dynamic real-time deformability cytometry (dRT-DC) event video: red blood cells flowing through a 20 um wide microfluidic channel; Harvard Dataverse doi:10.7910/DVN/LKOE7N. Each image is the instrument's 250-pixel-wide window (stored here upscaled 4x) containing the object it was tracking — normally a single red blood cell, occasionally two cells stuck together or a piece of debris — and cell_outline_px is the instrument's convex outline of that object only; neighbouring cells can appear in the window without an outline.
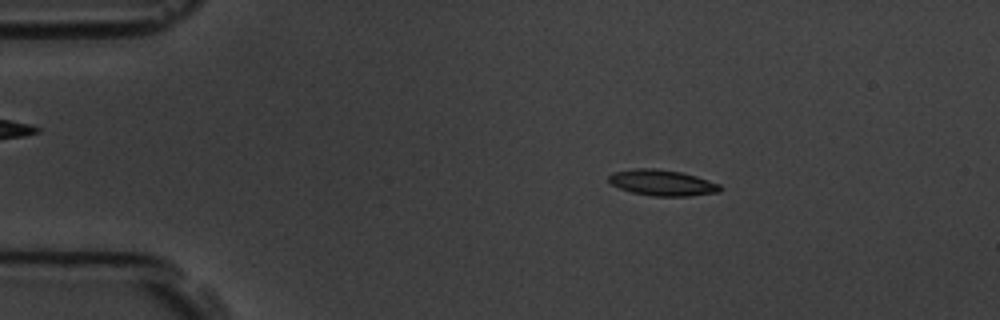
{"species": "common noctule bat (a hibernating species)", "species_latin": "Nyctalus noctula", "temperature_condition": "room temperature", "stored_images_in_passage": 2, "camera_frame_rate_fps": 3000, "um_per_image_px": 0.085, "animal": {"sex": "male", "body_mass_g": 19.5, "forearm_length_mm": 54.6}, "frame": {"image": 1, "passage_image": 1, "time_ms": 0.0, "image_size_px": [1000, 320], "cell_outline_px": [[724, 188], [720, 192], [688, 196], [652, 196], [632, 192], [620, 188], [612, 184], [608, 180], [608, 176], [612, 172], [636, 168], [656, 168], [680, 172], [696, 176], [720, 184]], "centroid_in_image_um": [56.3, 15.53], "position_along_channel_um": 28.7, "area_um2": 16.88}}